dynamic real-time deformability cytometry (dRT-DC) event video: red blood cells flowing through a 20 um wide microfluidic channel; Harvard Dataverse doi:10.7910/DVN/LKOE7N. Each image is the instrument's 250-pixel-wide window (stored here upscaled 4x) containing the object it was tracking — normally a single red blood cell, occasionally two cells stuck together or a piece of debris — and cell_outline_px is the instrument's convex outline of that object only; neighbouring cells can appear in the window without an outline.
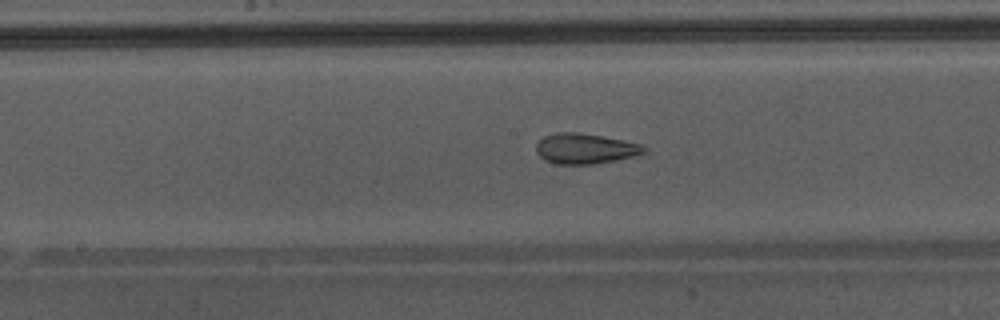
{"species": "Egyptian fruit bat (a non-hibernating species)", "species_latin": "Rousettus aegyptiacus", "temperature_condition": "warm", "stored_images_in_passage": 27, "camera_frame_rate_fps": 3000, "um_per_image_px": 0.085, "animal": {"sex": "male"}, "frame": {"image": 1, "passage_image": 12, "time_ms": 3.667, "image_size_px": [1000, 320], "cell_outline_px": [[648, 148], [644, 152], [636, 156], [616, 160], [592, 164], [556, 164], [544, 160], [536, 152], [536, 144], [544, 136], [556, 132], [580, 132], [640, 144]], "centroid_in_image_um": [49.71, 12.63], "position_along_channel_um": 198.5, "area_um2": 19.02}}